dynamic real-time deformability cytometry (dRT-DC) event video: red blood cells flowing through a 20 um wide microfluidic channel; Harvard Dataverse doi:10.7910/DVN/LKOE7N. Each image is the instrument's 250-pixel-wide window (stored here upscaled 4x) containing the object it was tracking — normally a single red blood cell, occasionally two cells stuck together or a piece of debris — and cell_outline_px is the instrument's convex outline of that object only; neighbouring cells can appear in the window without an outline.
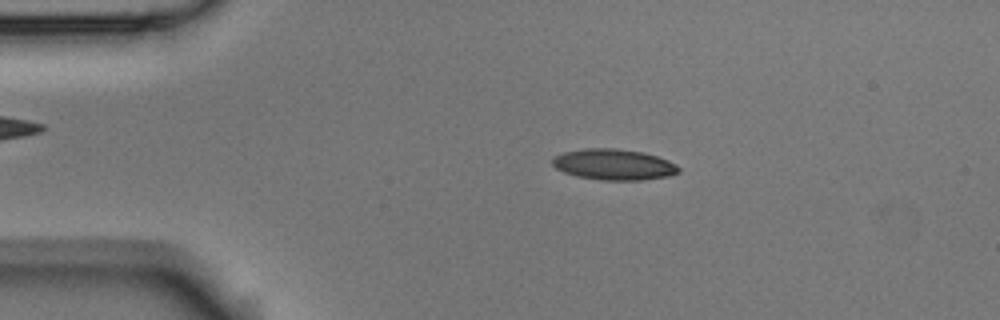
{"species": "Egyptian fruit bat (a non-hibernating species)", "species_latin": "Rousettus aegyptiacus", "temperature_condition": "room temperature", "stored_images_in_passage": 47, "camera_frame_rate_fps": 3000, "um_per_image_px": 0.085, "animal": {"sex": "male"}, "frame": {"image": 1, "passage_image": 5, "time_ms": 1.333, "image_size_px": [1000, 320], "cell_outline_px": [[680, 172], [668, 176], [644, 180], [600, 180], [576, 176], [564, 172], [556, 168], [552, 164], [552, 156], [564, 152], [584, 148], [616, 148], [644, 152], [668, 160], [676, 164], [680, 168]], "centroid_in_image_um": [52.16, 13.98], "position_along_channel_um": 32.8, "area_um2": 22.95}}
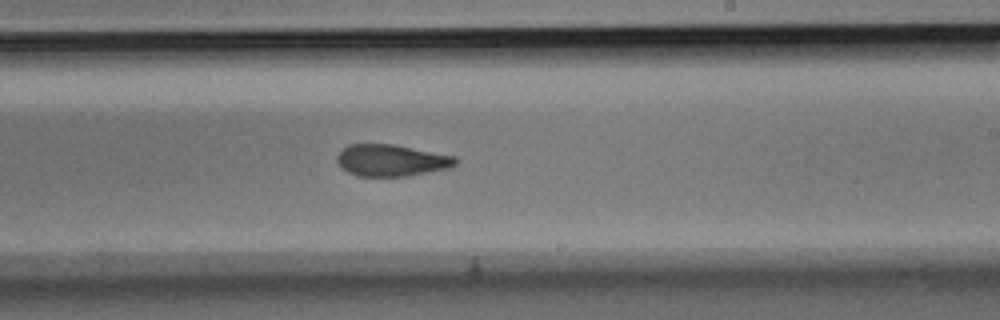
{"frame": {"image": 2, "passage_image": 26, "time_ms": 8.333, "image_size_px": [1000, 320], "cell_outline_px": [[456, 164], [448, 168], [408, 176], [356, 176], [348, 172], [336, 160], [336, 156], [348, 144], [396, 144], [456, 156]], "centroid_in_image_um": [33.28, 13.62], "position_along_channel_um": 255.7, "area_um2": 21.91}}
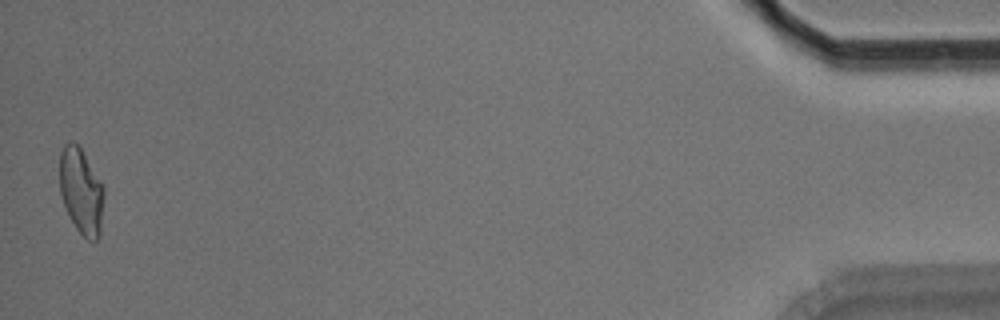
{"frame": {"image": 3, "passage_image": 47, "time_ms": 15.333, "image_size_px": [1000, 320], "cell_outline_px": [[104, 196], [100, 236], [96, 240], [88, 240], [76, 228], [60, 196], [60, 152], [64, 144], [68, 140], [72, 140], [80, 148], [104, 188]], "centroid_in_image_um": [6.89, 16.25], "position_along_channel_um": 428.3, "area_um2": 21.91}, "authors_computed_cell_mechanics": {"area_um2": 22.5998, "velocity_mm_per_s": 3.78, "shape_relaxation_time_tau1_ms": 7.8441, "shape_relaxation_time_tau2_ms": 2.6204, "deformation_change_tau1": 0.1836, "deformation_change_tau2": 0.0971}}